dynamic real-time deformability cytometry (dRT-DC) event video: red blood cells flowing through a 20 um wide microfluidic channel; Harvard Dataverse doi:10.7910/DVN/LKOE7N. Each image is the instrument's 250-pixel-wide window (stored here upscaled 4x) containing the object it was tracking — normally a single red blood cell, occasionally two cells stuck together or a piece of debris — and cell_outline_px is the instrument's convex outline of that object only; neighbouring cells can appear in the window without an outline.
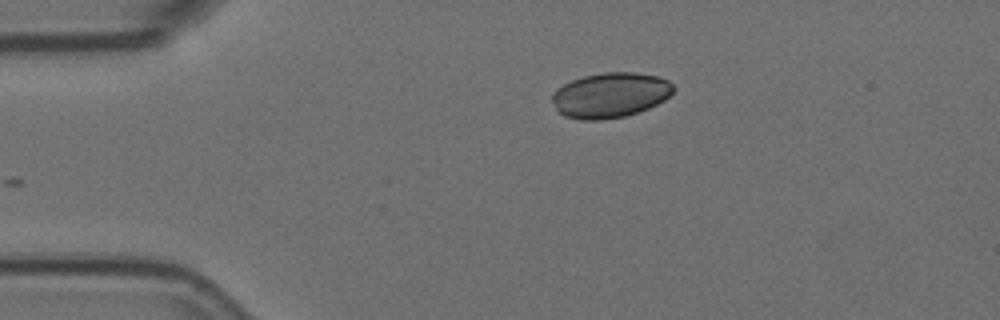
{"species": "Egyptian fruit bat (a non-hibernating species)", "species_latin": "Rousettus aegyptiacus", "temperature_condition": "room temperature", "stored_images_in_passage": 5, "camera_frame_rate_fps": 3000, "um_per_image_px": 0.085, "animal": {"sex": "female"}, "frame": {"image": 1, "passage_image": 5, "time_ms": 1.333, "image_size_px": [1000, 320], "cell_outline_px": [[676, 88], [664, 100], [648, 108], [624, 116], [600, 120], [580, 120], [564, 116], [556, 108], [552, 100], [552, 92], [556, 88], [572, 80], [584, 76], [604, 72], [636, 72], [656, 76], [668, 80]], "centroid_in_image_um": [51.86, 8.08], "position_along_channel_um": 33.1, "area_um2": 31.79}}